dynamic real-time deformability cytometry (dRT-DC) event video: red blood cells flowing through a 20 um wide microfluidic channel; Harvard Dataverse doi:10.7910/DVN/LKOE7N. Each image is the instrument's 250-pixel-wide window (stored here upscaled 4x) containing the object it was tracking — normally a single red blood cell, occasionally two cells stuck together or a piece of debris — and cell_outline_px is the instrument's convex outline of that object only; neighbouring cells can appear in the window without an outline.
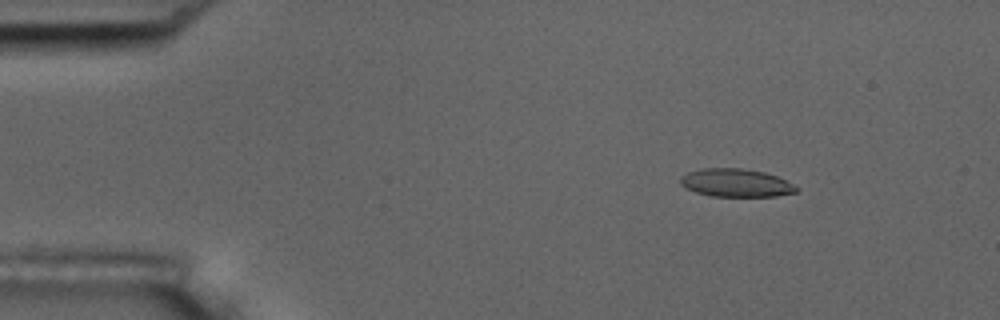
{"species": "common noctule bat (a hibernating species)", "species_latin": "Nyctalus noctula", "temperature_condition": "room temperature", "stored_images_in_passage": 6, "camera_frame_rate_fps": 3000, "um_per_image_px": 0.085, "animal": {"sex": "male", "body_mass_g": 17.5, "forearm_length_mm": 52.3}, "frame": {"image": 1, "passage_image": 2, "time_ms": 1.0, "image_size_px": [1000, 320], "cell_outline_px": [[800, 188], [796, 192], [776, 196], [712, 196], [696, 192], [680, 184], [680, 176], [688, 172], [704, 168], [740, 168], [764, 172], [776, 176]], "centroid_in_image_um": [62.55, 15.54], "position_along_channel_um": 22.5, "area_um2": 18.79}}
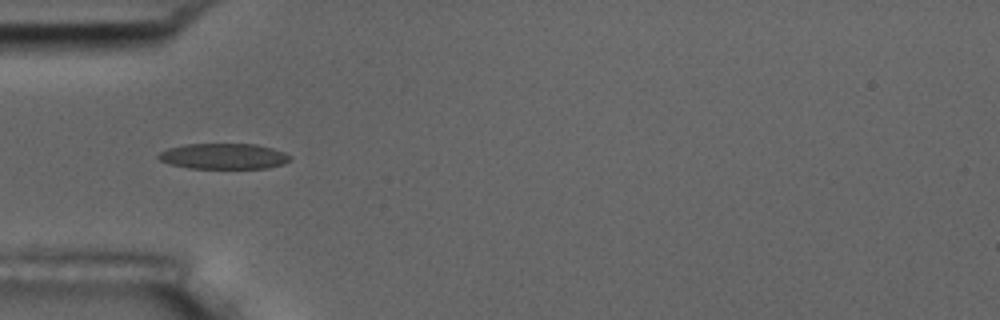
{"frame": {"image": 2, "passage_image": 5, "time_ms": 4.333, "image_size_px": [1000, 320], "cell_outline_px": [[292, 160], [284, 164], [268, 168], [188, 168], [172, 164], [160, 160], [156, 156], [160, 152], [168, 148], [184, 144], [256, 144], [272, 148], [284, 152], [292, 156]], "centroid_in_image_um": [19.05, 13.28], "position_along_channel_um": 66.0, "area_um2": 19.77}}